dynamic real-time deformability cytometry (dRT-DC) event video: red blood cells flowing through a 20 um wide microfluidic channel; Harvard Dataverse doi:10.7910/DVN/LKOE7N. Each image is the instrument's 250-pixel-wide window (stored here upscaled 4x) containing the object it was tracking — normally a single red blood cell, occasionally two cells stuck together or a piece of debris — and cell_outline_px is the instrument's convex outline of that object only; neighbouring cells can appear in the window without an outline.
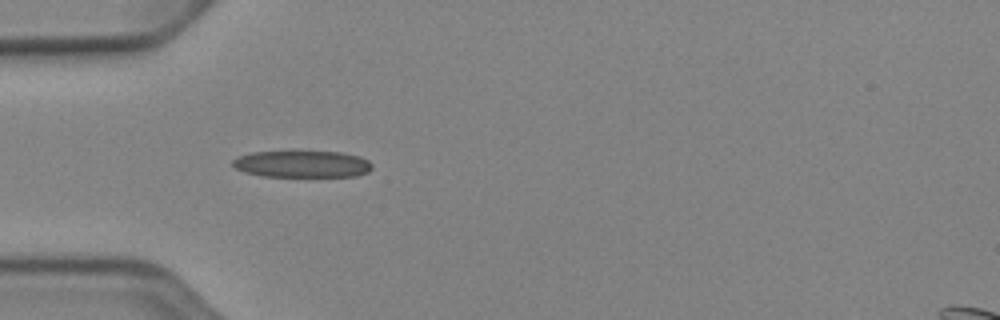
{"species": "Egyptian fruit bat (a non-hibernating species)", "species_latin": "Rousettus aegyptiacus", "temperature_condition": "cold", "stored_images_in_passage": 22, "camera_frame_rate_fps": 3000, "um_per_image_px": 0.085, "animal": {"sex": "female"}, "frame": {"image": 1, "passage_image": 1, "time_ms": 0.0, "image_size_px": [1000, 320], "cell_outline_px": [[372, 168], [368, 172], [356, 176], [260, 176], [244, 172], [236, 168], [232, 164], [232, 160], [236, 156], [252, 152], [292, 148], [340, 152], [360, 156], [368, 160], [372, 164]], "centroid_in_image_um": [25.64, 13.88], "position_along_channel_um": 59.4, "area_um2": 23.0}}
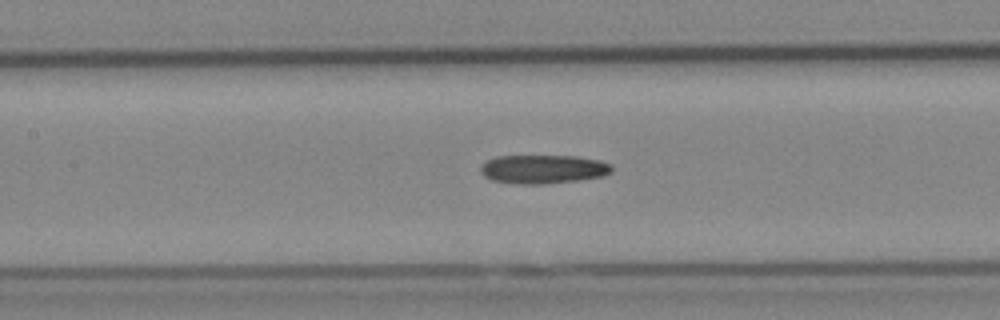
{"frame": {"image": 2, "passage_image": 9, "time_ms": 2.667, "image_size_px": [1000, 320], "cell_outline_px": [[612, 172], [604, 176], [580, 180], [544, 184], [516, 184], [492, 180], [484, 176], [480, 172], [480, 164], [496, 156], [576, 156], [600, 160], [612, 164]], "centroid_in_image_um": [46.18, 14.38], "position_along_channel_um": 161.2, "area_um2": 22.25}}
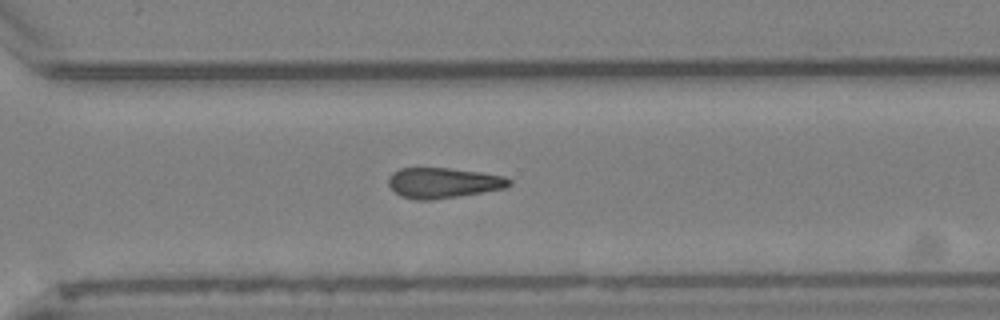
{"frame": {"image": 3, "passage_image": 22, "time_ms": 7.0, "image_size_px": [1000, 320], "cell_outline_px": [[512, 184], [508, 188], [460, 196], [428, 200], [416, 200], [400, 196], [388, 184], [388, 180], [392, 172], [400, 168], [448, 168], [480, 172], [504, 176], [512, 180]], "centroid_in_image_um": [37.71, 15.54], "position_along_channel_um": 332.9, "area_um2": 21.5}}